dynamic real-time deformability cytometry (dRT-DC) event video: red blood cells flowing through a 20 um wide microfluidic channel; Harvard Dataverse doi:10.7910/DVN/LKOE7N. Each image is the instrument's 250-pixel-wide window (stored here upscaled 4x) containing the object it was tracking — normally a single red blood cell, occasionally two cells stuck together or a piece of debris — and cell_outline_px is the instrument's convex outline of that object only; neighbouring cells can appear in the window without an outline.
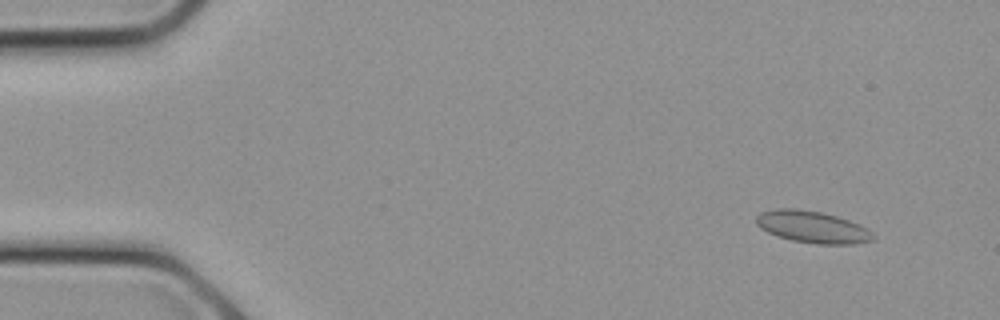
{"species": "common noctule bat (a hibernating species)", "species_latin": "Nyctalus noctula", "temperature_condition": "cold", "stored_images_in_passage": 5, "camera_frame_rate_fps": 3000, "um_per_image_px": 0.085, "animal": {"sex": "female", "body_mass_g": 21.9}, "frame": {"image": 1, "passage_image": 2, "time_ms": 0.333, "image_size_px": [1000, 320], "cell_outline_px": [[876, 236], [872, 240], [852, 244], [816, 244], [792, 240], [768, 232], [760, 228], [756, 224], [756, 216], [760, 212], [780, 208], [792, 208], [820, 212], [836, 216], [848, 220], [872, 232]], "centroid_in_image_um": [69.03, 19.29], "position_along_channel_um": 16.0, "area_um2": 21.39}}